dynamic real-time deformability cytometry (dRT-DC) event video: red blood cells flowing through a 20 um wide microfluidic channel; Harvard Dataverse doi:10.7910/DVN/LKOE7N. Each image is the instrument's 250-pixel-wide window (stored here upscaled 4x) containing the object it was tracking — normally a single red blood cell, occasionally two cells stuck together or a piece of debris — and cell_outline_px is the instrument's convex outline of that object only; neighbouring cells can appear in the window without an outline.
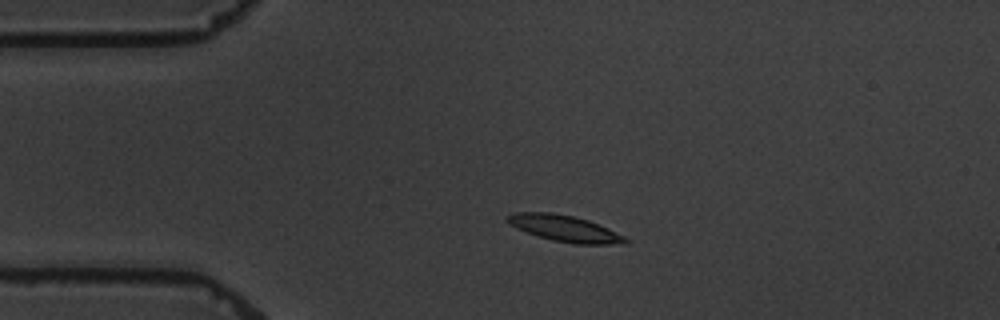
{"species": "common noctule bat (a hibernating species)", "species_latin": "Nyctalus noctula", "temperature_condition": "warm", "stored_images_in_passage": 4, "camera_frame_rate_fps": 3000, "um_per_image_px": 0.085, "animal": {"sex": "male", "body_mass_g": 19.5, "forearm_length_mm": 54.6}, "frame": {"image": 1, "passage_image": 3, "time_ms": 2.333, "image_size_px": [1000, 320], "cell_outline_px": [[632, 240], [624, 244], [572, 244], [552, 240], [516, 228], [508, 224], [508, 216], [516, 212], [552, 212], [572, 216], [588, 220], [608, 228]], "centroid_in_image_um": [48.05, 19.43], "position_along_channel_um": 37.0, "area_um2": 17.98}}